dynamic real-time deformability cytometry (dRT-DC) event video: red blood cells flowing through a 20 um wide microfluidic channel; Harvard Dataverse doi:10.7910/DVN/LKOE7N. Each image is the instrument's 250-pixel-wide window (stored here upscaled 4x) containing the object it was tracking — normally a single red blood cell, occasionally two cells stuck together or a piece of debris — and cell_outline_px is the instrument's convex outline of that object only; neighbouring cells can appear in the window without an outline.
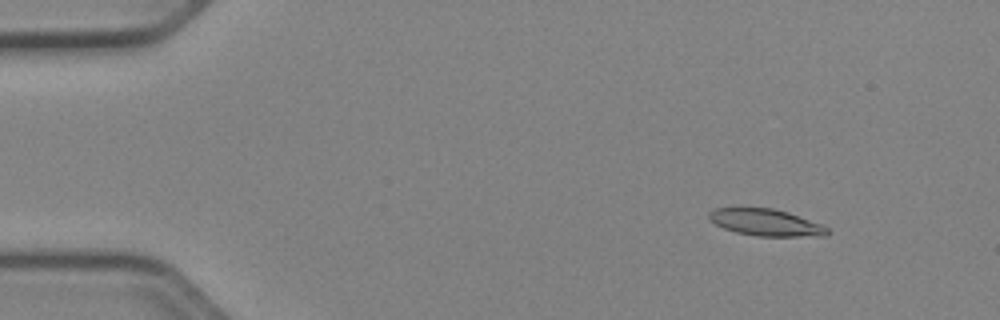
{"species": "Egyptian fruit bat (a non-hibernating species)", "species_latin": "Rousettus aegyptiacus", "temperature_condition": "cold", "stored_images_in_passage": 53, "camera_frame_rate_fps": 3000, "um_per_image_px": 0.085, "animal": {"sex": "female"}, "frame": {"image": 1, "passage_image": 7, "time_ms": 2.0, "image_size_px": [1000, 320], "cell_outline_px": [[828, 236], [756, 236], [736, 232], [724, 228], [708, 220], [708, 212], [716, 208], [772, 208], [788, 212], [824, 224], [828, 228]], "centroid_in_image_um": [65.12, 18.91], "position_along_channel_um": 19.9, "area_um2": 18.61}}
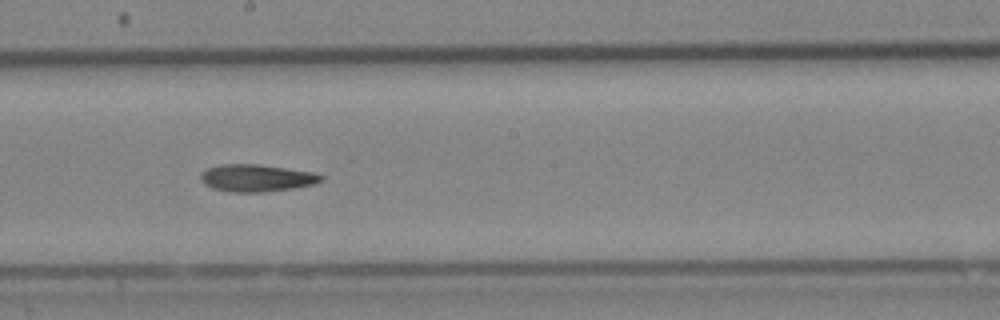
{"frame": {"image": 2, "passage_image": 30, "time_ms": 9.667, "image_size_px": [1000, 320], "cell_outline_px": [[324, 180], [312, 184], [292, 188], [264, 192], [232, 192], [212, 188], [204, 184], [200, 176], [208, 168], [220, 164], [256, 164], [312, 172], [324, 176]], "centroid_in_image_um": [21.8, 15.13], "position_along_channel_um": 226.4, "area_um2": 18.84}}
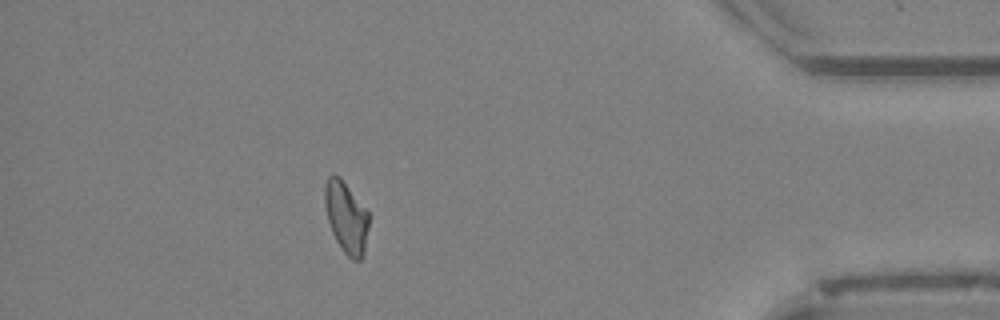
{"frame": {"image": 3, "passage_image": 47, "time_ms": 15.333, "image_size_px": [1000, 320], "cell_outline_px": [[368, 224], [364, 256], [360, 260], [352, 260], [344, 252], [336, 240], [332, 232], [328, 220], [324, 204], [324, 184], [328, 176], [332, 172], [340, 176], [368, 212]], "centroid_in_image_um": [29.4, 18.44], "position_along_channel_um": 405.8, "area_um2": 18.38}}